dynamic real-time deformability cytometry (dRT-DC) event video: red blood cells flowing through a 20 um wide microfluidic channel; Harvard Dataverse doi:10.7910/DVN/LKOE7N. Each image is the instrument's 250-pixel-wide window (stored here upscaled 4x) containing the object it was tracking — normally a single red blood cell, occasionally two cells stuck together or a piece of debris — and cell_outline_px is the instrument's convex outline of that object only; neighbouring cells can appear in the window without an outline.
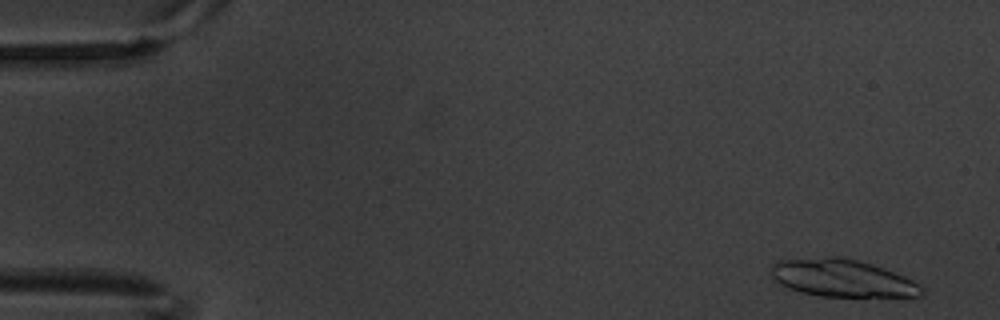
{"species": "common noctule bat (a hibernating species)", "species_latin": "Nyctalus noctula", "temperature_condition": "warm", "stored_images_in_passage": 15, "segment_of_instrument_passage": [1, 2], "camera_frame_rate_fps": 3000, "um_per_image_px": 0.085, "animal": {"sex": "male", "body_mass_g": 20.1, "forearm_length_mm": 53.5}, "frame": {"image": 1, "passage_image": 1, "time_ms": 0.0, "image_size_px": [1000, 320], "cell_outline_px": [[924, 296], [820, 296], [804, 292], [780, 284], [772, 276], [772, 264], [780, 260], [824, 256], [836, 256], [856, 260], [872, 264], [884, 268], [904, 276], [920, 284], [924, 288]], "centroid_in_image_um": [71.63, 23.63], "position_along_channel_um": 13.4, "area_um2": 32.6}}